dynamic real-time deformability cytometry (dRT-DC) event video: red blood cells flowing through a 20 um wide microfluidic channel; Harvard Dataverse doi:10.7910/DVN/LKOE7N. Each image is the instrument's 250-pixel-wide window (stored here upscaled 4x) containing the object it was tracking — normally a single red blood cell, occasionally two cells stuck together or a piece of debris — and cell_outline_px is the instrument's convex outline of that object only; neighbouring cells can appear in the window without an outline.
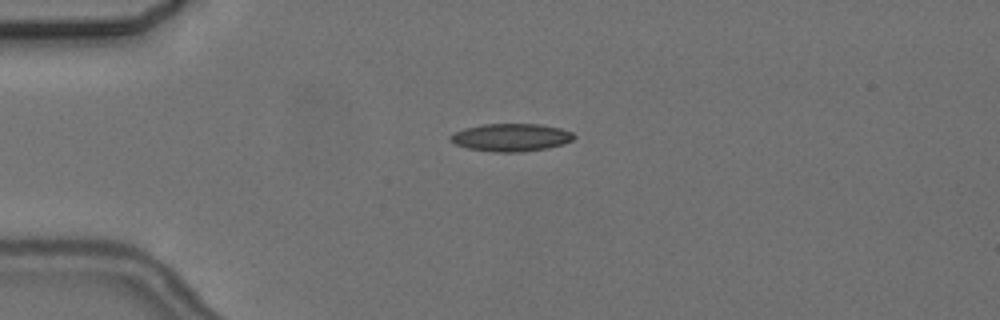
{"species": "common noctule bat (a hibernating species)", "species_latin": "Nyctalus noctula", "temperature_condition": "cold", "stored_images_in_passage": 3, "camera_frame_rate_fps": 3000, "um_per_image_px": 0.085, "animal": {"sex": "female", "body_mass_g": 24.6, "forearm_length_mm": 56.2}, "frame": {"image": 1, "passage_image": 3, "time_ms": 2.333, "image_size_px": [1000, 320], "cell_outline_px": [[576, 136], [572, 140], [564, 144], [548, 148], [524, 152], [492, 152], [468, 148], [456, 144], [448, 140], [448, 136], [464, 128], [484, 124], [540, 124], [560, 128], [572, 132]], "centroid_in_image_um": [43.44, 11.69], "position_along_channel_um": 41.6, "area_um2": 20.11}}